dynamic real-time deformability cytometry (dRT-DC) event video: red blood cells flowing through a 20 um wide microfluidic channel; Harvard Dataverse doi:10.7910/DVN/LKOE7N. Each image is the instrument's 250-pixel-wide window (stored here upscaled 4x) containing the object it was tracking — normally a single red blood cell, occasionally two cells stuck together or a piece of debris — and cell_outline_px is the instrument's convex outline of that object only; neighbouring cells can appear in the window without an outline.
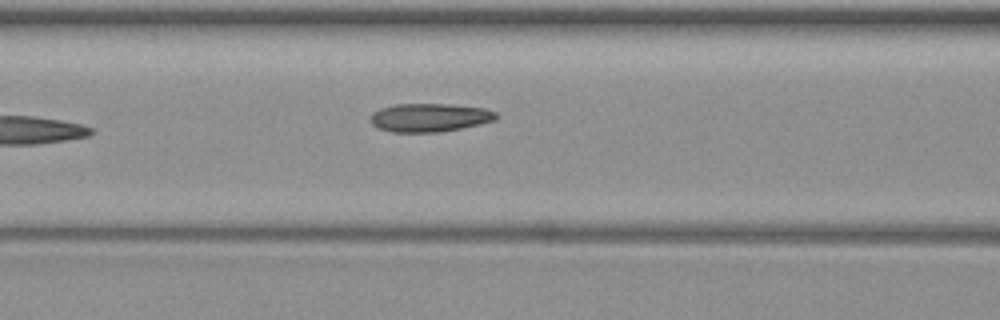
{"species": "common noctule bat (a hibernating species)", "species_latin": "Nyctalus noctula", "temperature_condition": "warm", "stored_images_in_passage": 7, "camera_frame_rate_fps": 3000, "um_per_image_px": 0.085, "animal": {"sex": "female", "body_mass_g": 19.3, "forearm_length_mm": 54.1}, "frame": {"image": 1, "passage_image": 7, "time_ms": 7.333, "image_size_px": [1000, 320], "cell_outline_px": [[496, 120], [480, 124], [440, 132], [392, 132], [380, 128], [372, 124], [368, 120], [372, 112], [380, 108], [396, 104], [448, 104], [484, 108], [496, 112]], "centroid_in_image_um": [36.48, 9.99], "position_along_channel_um": 130.1, "area_um2": 20.81}}